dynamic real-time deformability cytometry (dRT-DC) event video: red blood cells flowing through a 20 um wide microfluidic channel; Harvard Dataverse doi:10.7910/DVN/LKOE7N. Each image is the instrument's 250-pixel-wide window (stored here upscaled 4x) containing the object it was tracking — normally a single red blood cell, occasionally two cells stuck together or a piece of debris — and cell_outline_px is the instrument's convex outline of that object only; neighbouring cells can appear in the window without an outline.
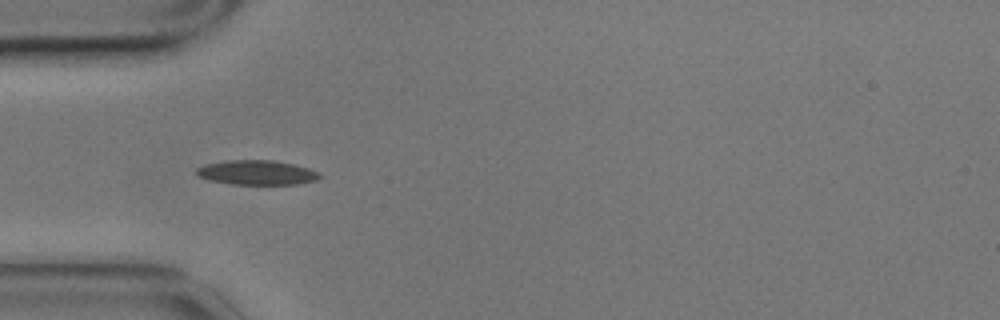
{"species": "common noctule bat (a hibernating species)", "species_latin": "Nyctalus noctula", "temperature_condition": "cold", "stored_images_in_passage": 10, "camera_frame_rate_fps": 3000, "um_per_image_px": 0.085, "animal": {"sex": "male", "body_mass_g": 17.9}, "frame": {"image": 1, "passage_image": 4, "time_ms": 1.0, "image_size_px": [1000, 320], "cell_outline_px": [[324, 176], [316, 180], [296, 184], [232, 184], [208, 180], [196, 176], [196, 168], [204, 164], [228, 160], [272, 160], [292, 164], [308, 168], [320, 172]], "centroid_in_image_um": [21.81, 14.67], "position_along_channel_um": 63.2, "area_um2": 17.74}}